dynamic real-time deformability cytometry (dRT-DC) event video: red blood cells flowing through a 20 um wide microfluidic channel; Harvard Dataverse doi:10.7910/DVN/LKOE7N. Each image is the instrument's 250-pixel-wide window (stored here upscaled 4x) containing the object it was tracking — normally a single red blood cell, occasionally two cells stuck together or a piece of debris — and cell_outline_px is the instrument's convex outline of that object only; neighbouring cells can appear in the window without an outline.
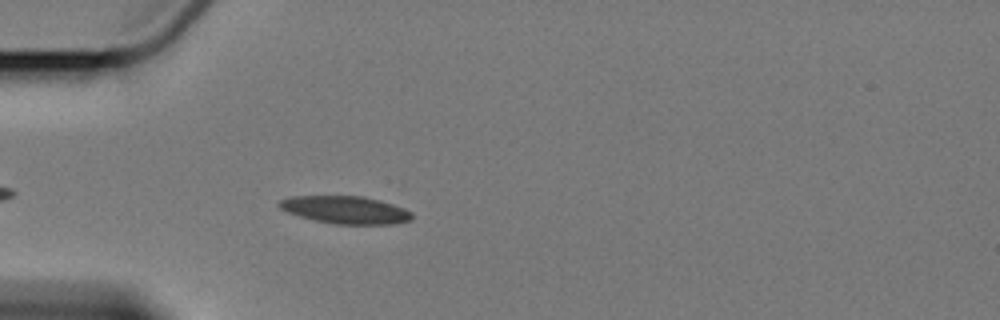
{"species": "Egyptian fruit bat (a non-hibernating species)", "species_latin": "Rousettus aegyptiacus", "temperature_condition": "cold", "stored_images_in_passage": 5, "camera_frame_rate_fps": 3000, "um_per_image_px": 0.085, "animal": {"sex": "female"}, "frame": {"image": 1, "passage_image": 5, "time_ms": 4.667, "image_size_px": [1000, 320], "cell_outline_px": [[412, 220], [396, 224], [332, 224], [300, 216], [288, 212], [280, 208], [276, 204], [280, 200], [292, 196], [364, 196], [392, 204], [404, 208], [412, 212]], "centroid_in_image_um": [29.38, 17.84], "position_along_channel_um": 55.6, "area_um2": 21.33}}